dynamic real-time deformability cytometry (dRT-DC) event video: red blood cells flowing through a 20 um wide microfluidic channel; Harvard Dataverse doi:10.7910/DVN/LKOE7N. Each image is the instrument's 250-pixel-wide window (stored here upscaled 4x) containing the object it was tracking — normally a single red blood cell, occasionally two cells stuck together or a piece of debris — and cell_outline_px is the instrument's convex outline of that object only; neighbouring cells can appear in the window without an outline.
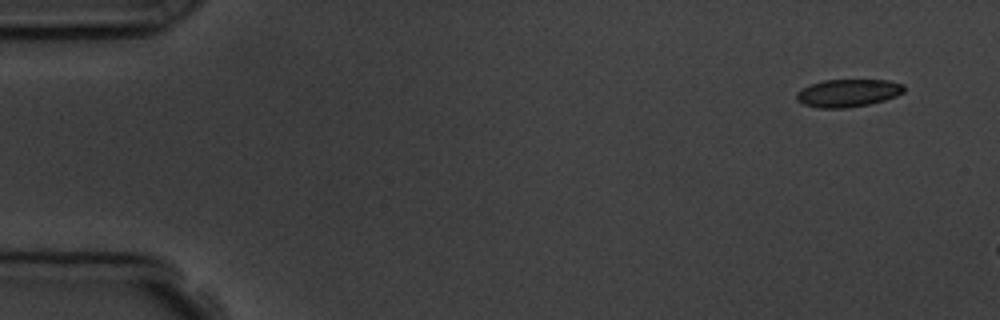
{"species": "common noctule bat (a hibernating species)", "species_latin": "Nyctalus noctula", "temperature_condition": "room temperature", "stored_images_in_passage": 4, "camera_frame_rate_fps": 3000, "um_per_image_px": 0.085, "animal": {"sex": "male", "body_mass_g": 19.5, "forearm_length_mm": 54.6}, "frame": {"image": 1, "passage_image": 1, "time_ms": 0.0, "image_size_px": [1000, 320], "cell_outline_px": [[904, 92], [896, 96], [884, 100], [868, 104], [844, 108], [816, 108], [804, 104], [796, 100], [796, 92], [812, 84], [824, 80], [888, 80], [904, 84]], "centroid_in_image_um": [72.08, 7.91], "position_along_channel_um": 12.9, "area_um2": 17.28}}